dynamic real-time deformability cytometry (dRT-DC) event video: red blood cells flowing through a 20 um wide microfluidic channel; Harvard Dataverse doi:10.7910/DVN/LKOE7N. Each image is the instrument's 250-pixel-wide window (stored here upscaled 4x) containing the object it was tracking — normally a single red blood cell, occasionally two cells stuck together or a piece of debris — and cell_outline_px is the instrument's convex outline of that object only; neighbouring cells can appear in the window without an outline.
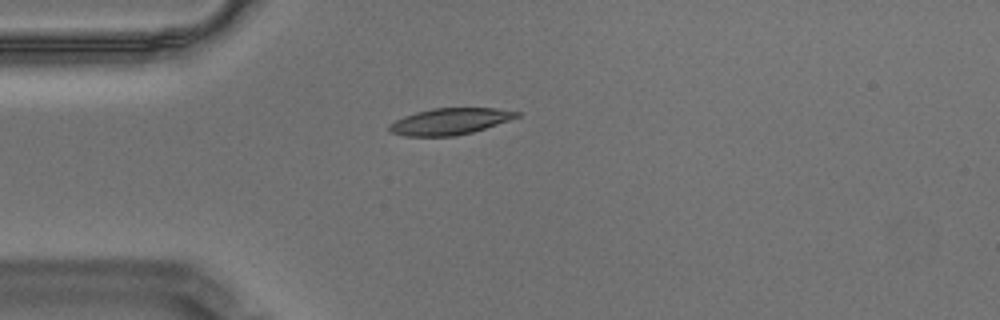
{"species": "Egyptian fruit bat (a non-hibernating species)", "species_latin": "Rousettus aegyptiacus", "temperature_condition": "warm", "stored_images_in_passage": 44, "camera_frame_rate_fps": 3000, "um_per_image_px": 0.085, "animal": {"sex": "male"}, "frame": {"image": 1, "passage_image": 1, "time_ms": 0.0, "image_size_px": [1000, 320], "cell_outline_px": [[520, 116], [472, 132], [456, 136], [404, 136], [392, 132], [388, 128], [388, 124], [404, 116], [416, 112], [432, 108], [496, 108], [520, 112]], "centroid_in_image_um": [38.21, 10.31], "position_along_channel_um": 46.8, "area_um2": 19.48}}
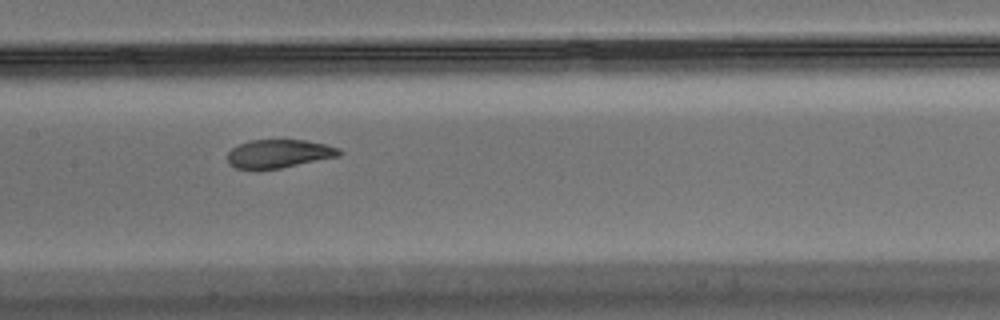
{"frame": {"image": 2, "passage_image": 14, "time_ms": 4.333, "image_size_px": [1000, 320], "cell_outline_px": [[344, 152], [340, 156], [280, 168], [236, 168], [228, 164], [228, 152], [232, 148], [248, 140], [304, 140], [324, 144], [340, 148]], "centroid_in_image_um": [23.74, 13.05], "position_along_channel_um": 183.7, "area_um2": 18.32}}
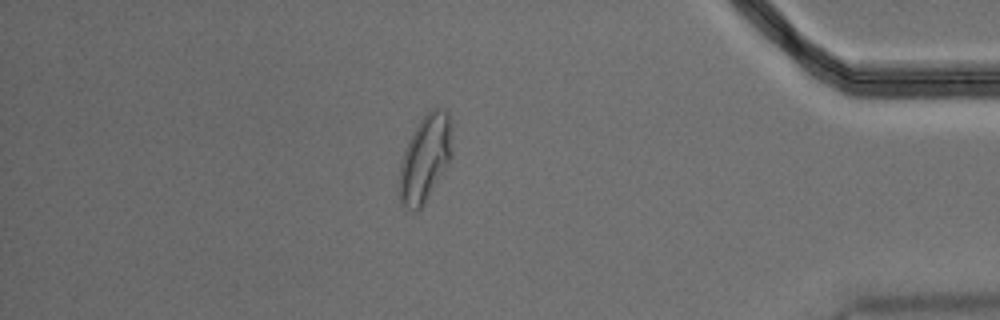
{"frame": {"image": 3, "passage_image": 36, "time_ms": 11.667, "image_size_px": [1000, 320], "cell_outline_px": [[452, 156], [448, 164], [424, 204], [416, 212], [408, 208], [400, 200], [400, 168], [404, 152], [408, 140], [412, 132], [420, 120], [432, 108], [444, 108], [448, 112], [452, 148]], "centroid_in_image_um": [36.15, 13.44], "position_along_channel_um": 399.1, "area_um2": 26.24}, "authors_computed_cell_mechanics": {"area_um2": 19.9988, "velocity_mm_per_s": 3.4551, "shape_relaxation_time_tau1_ms": 5.0188, "shape_relaxation_time_tau2_ms": 1.1679, "deformation_change_tau1": 0.1869, "deformation_change_tau2": 0.0687}}